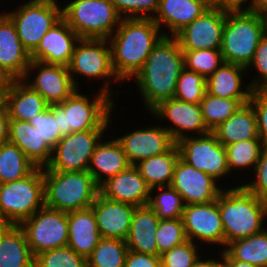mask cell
<instances>
[{"mask_svg":"<svg viewBox=\"0 0 267 267\" xmlns=\"http://www.w3.org/2000/svg\"><path fill=\"white\" fill-rule=\"evenodd\" d=\"M184 68V53L178 39L163 36L142 69L132 78L147 111L150 112L161 101L174 97L178 77Z\"/></svg>","mask_w":267,"mask_h":267,"instance_id":"1","label":"cell"},{"mask_svg":"<svg viewBox=\"0 0 267 267\" xmlns=\"http://www.w3.org/2000/svg\"><path fill=\"white\" fill-rule=\"evenodd\" d=\"M163 36L164 32L153 19L121 18L118 28L108 40L113 71L122 84L132 80L142 69Z\"/></svg>","mask_w":267,"mask_h":267,"instance_id":"2","label":"cell"},{"mask_svg":"<svg viewBox=\"0 0 267 267\" xmlns=\"http://www.w3.org/2000/svg\"><path fill=\"white\" fill-rule=\"evenodd\" d=\"M237 184L232 188H223L219 194V212L224 227L225 247L267 227V201L249 192L242 184ZM264 224L266 226H263Z\"/></svg>","mask_w":267,"mask_h":267,"instance_id":"3","label":"cell"},{"mask_svg":"<svg viewBox=\"0 0 267 267\" xmlns=\"http://www.w3.org/2000/svg\"><path fill=\"white\" fill-rule=\"evenodd\" d=\"M98 91L92 99L88 93L85 95L77 89L63 102L50 105L55 117H58V129L63 136L87 130H108L114 126L111 117L116 110L115 100Z\"/></svg>","mask_w":267,"mask_h":267,"instance_id":"4","label":"cell"},{"mask_svg":"<svg viewBox=\"0 0 267 267\" xmlns=\"http://www.w3.org/2000/svg\"><path fill=\"white\" fill-rule=\"evenodd\" d=\"M45 206L70 212L91 207L100 186L88 171L61 172L43 167Z\"/></svg>","mask_w":267,"mask_h":267,"instance_id":"5","label":"cell"},{"mask_svg":"<svg viewBox=\"0 0 267 267\" xmlns=\"http://www.w3.org/2000/svg\"><path fill=\"white\" fill-rule=\"evenodd\" d=\"M263 37L261 15L243 8L226 10L220 49L224 62L247 68L253 61L255 50Z\"/></svg>","mask_w":267,"mask_h":267,"instance_id":"6","label":"cell"},{"mask_svg":"<svg viewBox=\"0 0 267 267\" xmlns=\"http://www.w3.org/2000/svg\"><path fill=\"white\" fill-rule=\"evenodd\" d=\"M67 67L78 89H80L81 85H79V81L76 78L77 75L80 79L82 77V79H89V81L103 79L104 82H101L103 87L99 88V90L107 93L113 99H115L113 95L120 96L118 91L114 93L111 88L114 82L116 85L120 83L118 86L122 88V82L113 71L111 46L108 39L80 38L74 47L71 61Z\"/></svg>","mask_w":267,"mask_h":267,"instance_id":"7","label":"cell"},{"mask_svg":"<svg viewBox=\"0 0 267 267\" xmlns=\"http://www.w3.org/2000/svg\"><path fill=\"white\" fill-rule=\"evenodd\" d=\"M63 6L62 17L80 38L108 39L121 20L111 0H67Z\"/></svg>","mask_w":267,"mask_h":267,"instance_id":"8","label":"cell"},{"mask_svg":"<svg viewBox=\"0 0 267 267\" xmlns=\"http://www.w3.org/2000/svg\"><path fill=\"white\" fill-rule=\"evenodd\" d=\"M45 205L43 168L27 177L0 184V214L20 225Z\"/></svg>","mask_w":267,"mask_h":267,"instance_id":"9","label":"cell"},{"mask_svg":"<svg viewBox=\"0 0 267 267\" xmlns=\"http://www.w3.org/2000/svg\"><path fill=\"white\" fill-rule=\"evenodd\" d=\"M57 0H27L4 12L13 21L23 47L31 54L41 38L62 18ZM23 3V4H22Z\"/></svg>","mask_w":267,"mask_h":267,"instance_id":"10","label":"cell"},{"mask_svg":"<svg viewBox=\"0 0 267 267\" xmlns=\"http://www.w3.org/2000/svg\"><path fill=\"white\" fill-rule=\"evenodd\" d=\"M19 226L34 257L41 252L67 246L68 212L44 205Z\"/></svg>","mask_w":267,"mask_h":267,"instance_id":"11","label":"cell"},{"mask_svg":"<svg viewBox=\"0 0 267 267\" xmlns=\"http://www.w3.org/2000/svg\"><path fill=\"white\" fill-rule=\"evenodd\" d=\"M106 131L110 130H87L63 136L52 149L46 168L61 172L87 171L97 144L107 136Z\"/></svg>","mask_w":267,"mask_h":267,"instance_id":"12","label":"cell"},{"mask_svg":"<svg viewBox=\"0 0 267 267\" xmlns=\"http://www.w3.org/2000/svg\"><path fill=\"white\" fill-rule=\"evenodd\" d=\"M180 158L188 165L205 172L217 182L230 176L225 147L213 132L179 140Z\"/></svg>","mask_w":267,"mask_h":267,"instance_id":"13","label":"cell"},{"mask_svg":"<svg viewBox=\"0 0 267 267\" xmlns=\"http://www.w3.org/2000/svg\"><path fill=\"white\" fill-rule=\"evenodd\" d=\"M148 113L153 115L152 119L157 118V122L167 120V123H170V126L167 124L163 127L176 143L185 137L211 132L204 123L200 103H189L172 97L161 101Z\"/></svg>","mask_w":267,"mask_h":267,"instance_id":"14","label":"cell"},{"mask_svg":"<svg viewBox=\"0 0 267 267\" xmlns=\"http://www.w3.org/2000/svg\"><path fill=\"white\" fill-rule=\"evenodd\" d=\"M183 226L187 239L195 244L202 243L220 246L224 250V227L219 212V195L217 200L205 204L185 205L182 213ZM198 242V243H197Z\"/></svg>","mask_w":267,"mask_h":267,"instance_id":"15","label":"cell"},{"mask_svg":"<svg viewBox=\"0 0 267 267\" xmlns=\"http://www.w3.org/2000/svg\"><path fill=\"white\" fill-rule=\"evenodd\" d=\"M22 80L38 92L49 105L63 102L78 89L67 66L46 64L36 60H30L27 73Z\"/></svg>","mask_w":267,"mask_h":267,"instance_id":"16","label":"cell"},{"mask_svg":"<svg viewBox=\"0 0 267 267\" xmlns=\"http://www.w3.org/2000/svg\"><path fill=\"white\" fill-rule=\"evenodd\" d=\"M225 19V9H207L175 35L181 49H221Z\"/></svg>","mask_w":267,"mask_h":267,"instance_id":"17","label":"cell"},{"mask_svg":"<svg viewBox=\"0 0 267 267\" xmlns=\"http://www.w3.org/2000/svg\"><path fill=\"white\" fill-rule=\"evenodd\" d=\"M144 126L115 139L121 145L131 165L169 151L176 142L163 125Z\"/></svg>","mask_w":267,"mask_h":267,"instance_id":"18","label":"cell"},{"mask_svg":"<svg viewBox=\"0 0 267 267\" xmlns=\"http://www.w3.org/2000/svg\"><path fill=\"white\" fill-rule=\"evenodd\" d=\"M211 176L188 165L180 157L174 167L171 186L182 196L185 205L217 200L223 187Z\"/></svg>","mask_w":267,"mask_h":267,"instance_id":"19","label":"cell"},{"mask_svg":"<svg viewBox=\"0 0 267 267\" xmlns=\"http://www.w3.org/2000/svg\"><path fill=\"white\" fill-rule=\"evenodd\" d=\"M30 53L23 47L11 18L0 16V72L7 80L23 79L30 63Z\"/></svg>","mask_w":267,"mask_h":267,"instance_id":"20","label":"cell"},{"mask_svg":"<svg viewBox=\"0 0 267 267\" xmlns=\"http://www.w3.org/2000/svg\"><path fill=\"white\" fill-rule=\"evenodd\" d=\"M79 39L78 34L62 17L41 38L37 48L30 54V59L46 64L68 66L73 55L74 47Z\"/></svg>","mask_w":267,"mask_h":267,"instance_id":"21","label":"cell"},{"mask_svg":"<svg viewBox=\"0 0 267 267\" xmlns=\"http://www.w3.org/2000/svg\"><path fill=\"white\" fill-rule=\"evenodd\" d=\"M90 208L96 218L101 238L126 241L135 206L111 201L99 194Z\"/></svg>","mask_w":267,"mask_h":267,"instance_id":"22","label":"cell"},{"mask_svg":"<svg viewBox=\"0 0 267 267\" xmlns=\"http://www.w3.org/2000/svg\"><path fill=\"white\" fill-rule=\"evenodd\" d=\"M150 192L151 188L134 165L109 178L100 186V194L106 199L135 207L147 205Z\"/></svg>","mask_w":267,"mask_h":267,"instance_id":"23","label":"cell"},{"mask_svg":"<svg viewBox=\"0 0 267 267\" xmlns=\"http://www.w3.org/2000/svg\"><path fill=\"white\" fill-rule=\"evenodd\" d=\"M1 101L5 104L10 120L29 121L49 107L45 99L22 79L8 80L2 90Z\"/></svg>","mask_w":267,"mask_h":267,"instance_id":"24","label":"cell"},{"mask_svg":"<svg viewBox=\"0 0 267 267\" xmlns=\"http://www.w3.org/2000/svg\"><path fill=\"white\" fill-rule=\"evenodd\" d=\"M248 72L242 65L224 62L206 79L207 93L216 97L237 99L242 105L248 103L253 91L249 81L245 84L243 80L247 74L249 76Z\"/></svg>","mask_w":267,"mask_h":267,"instance_id":"25","label":"cell"},{"mask_svg":"<svg viewBox=\"0 0 267 267\" xmlns=\"http://www.w3.org/2000/svg\"><path fill=\"white\" fill-rule=\"evenodd\" d=\"M209 9L200 0H159L153 21L164 32V36H175L185 26ZM162 28V29H161Z\"/></svg>","mask_w":267,"mask_h":267,"instance_id":"26","label":"cell"},{"mask_svg":"<svg viewBox=\"0 0 267 267\" xmlns=\"http://www.w3.org/2000/svg\"><path fill=\"white\" fill-rule=\"evenodd\" d=\"M104 138L97 144L87 170L99 186L131 166L118 141Z\"/></svg>","mask_w":267,"mask_h":267,"instance_id":"27","label":"cell"},{"mask_svg":"<svg viewBox=\"0 0 267 267\" xmlns=\"http://www.w3.org/2000/svg\"><path fill=\"white\" fill-rule=\"evenodd\" d=\"M159 221V217L148 205L136 207L126 239L128 249L137 253L159 256L156 243Z\"/></svg>","mask_w":267,"mask_h":267,"instance_id":"28","label":"cell"},{"mask_svg":"<svg viewBox=\"0 0 267 267\" xmlns=\"http://www.w3.org/2000/svg\"><path fill=\"white\" fill-rule=\"evenodd\" d=\"M100 239L101 235L91 208L68 212V247L87 259Z\"/></svg>","mask_w":267,"mask_h":267,"instance_id":"29","label":"cell"},{"mask_svg":"<svg viewBox=\"0 0 267 267\" xmlns=\"http://www.w3.org/2000/svg\"><path fill=\"white\" fill-rule=\"evenodd\" d=\"M9 142L18 146L37 167H46L51 159L52 148L29 121L10 120Z\"/></svg>","mask_w":267,"mask_h":267,"instance_id":"30","label":"cell"},{"mask_svg":"<svg viewBox=\"0 0 267 267\" xmlns=\"http://www.w3.org/2000/svg\"><path fill=\"white\" fill-rule=\"evenodd\" d=\"M223 145L259 138L256 115L250 102L241 105L238 110L212 131Z\"/></svg>","mask_w":267,"mask_h":267,"instance_id":"31","label":"cell"},{"mask_svg":"<svg viewBox=\"0 0 267 267\" xmlns=\"http://www.w3.org/2000/svg\"><path fill=\"white\" fill-rule=\"evenodd\" d=\"M180 157V151L175 144L169 151L141 160L134 165L148 186H170L173 181L174 167Z\"/></svg>","mask_w":267,"mask_h":267,"instance_id":"32","label":"cell"},{"mask_svg":"<svg viewBox=\"0 0 267 267\" xmlns=\"http://www.w3.org/2000/svg\"><path fill=\"white\" fill-rule=\"evenodd\" d=\"M35 257L19 225H13L0 238V267H34Z\"/></svg>","mask_w":267,"mask_h":267,"instance_id":"33","label":"cell"},{"mask_svg":"<svg viewBox=\"0 0 267 267\" xmlns=\"http://www.w3.org/2000/svg\"><path fill=\"white\" fill-rule=\"evenodd\" d=\"M224 250L234 260L267 267V227L259 233L229 243Z\"/></svg>","mask_w":267,"mask_h":267,"instance_id":"34","label":"cell"},{"mask_svg":"<svg viewBox=\"0 0 267 267\" xmlns=\"http://www.w3.org/2000/svg\"><path fill=\"white\" fill-rule=\"evenodd\" d=\"M36 168L37 166L15 144H0V184L23 179Z\"/></svg>","mask_w":267,"mask_h":267,"instance_id":"35","label":"cell"},{"mask_svg":"<svg viewBox=\"0 0 267 267\" xmlns=\"http://www.w3.org/2000/svg\"><path fill=\"white\" fill-rule=\"evenodd\" d=\"M226 150L227 166L232 174L234 170H251L254 168L261 156L265 146L260 138L238 141L227 146Z\"/></svg>","mask_w":267,"mask_h":267,"instance_id":"36","label":"cell"},{"mask_svg":"<svg viewBox=\"0 0 267 267\" xmlns=\"http://www.w3.org/2000/svg\"><path fill=\"white\" fill-rule=\"evenodd\" d=\"M128 251L124 240L101 238L86 259L87 267H125Z\"/></svg>","mask_w":267,"mask_h":267,"instance_id":"37","label":"cell"},{"mask_svg":"<svg viewBox=\"0 0 267 267\" xmlns=\"http://www.w3.org/2000/svg\"><path fill=\"white\" fill-rule=\"evenodd\" d=\"M154 191L157 194L154 195ZM147 205L156 213L159 219L182 218L185 208L182 196L171 185L152 188Z\"/></svg>","mask_w":267,"mask_h":267,"instance_id":"38","label":"cell"},{"mask_svg":"<svg viewBox=\"0 0 267 267\" xmlns=\"http://www.w3.org/2000/svg\"><path fill=\"white\" fill-rule=\"evenodd\" d=\"M241 105L237 99L216 97L206 92L200 102L206 127L212 132L231 117Z\"/></svg>","mask_w":267,"mask_h":267,"instance_id":"39","label":"cell"},{"mask_svg":"<svg viewBox=\"0 0 267 267\" xmlns=\"http://www.w3.org/2000/svg\"><path fill=\"white\" fill-rule=\"evenodd\" d=\"M185 68L197 72L205 79L211 76L223 63L220 49L182 50Z\"/></svg>","mask_w":267,"mask_h":267,"instance_id":"40","label":"cell"},{"mask_svg":"<svg viewBox=\"0 0 267 267\" xmlns=\"http://www.w3.org/2000/svg\"><path fill=\"white\" fill-rule=\"evenodd\" d=\"M206 92V79L202 75L186 68L181 71L174 98L189 103H200Z\"/></svg>","mask_w":267,"mask_h":267,"instance_id":"41","label":"cell"},{"mask_svg":"<svg viewBox=\"0 0 267 267\" xmlns=\"http://www.w3.org/2000/svg\"><path fill=\"white\" fill-rule=\"evenodd\" d=\"M34 267H87V261L85 257L65 246L36 255Z\"/></svg>","mask_w":267,"mask_h":267,"instance_id":"42","label":"cell"},{"mask_svg":"<svg viewBox=\"0 0 267 267\" xmlns=\"http://www.w3.org/2000/svg\"><path fill=\"white\" fill-rule=\"evenodd\" d=\"M187 240L182 218L160 219L156 231L159 256L173 247L183 244Z\"/></svg>","mask_w":267,"mask_h":267,"instance_id":"43","label":"cell"},{"mask_svg":"<svg viewBox=\"0 0 267 267\" xmlns=\"http://www.w3.org/2000/svg\"><path fill=\"white\" fill-rule=\"evenodd\" d=\"M197 245L187 240L183 244L164 252L160 256L161 267H192L203 253Z\"/></svg>","mask_w":267,"mask_h":267,"instance_id":"44","label":"cell"},{"mask_svg":"<svg viewBox=\"0 0 267 267\" xmlns=\"http://www.w3.org/2000/svg\"><path fill=\"white\" fill-rule=\"evenodd\" d=\"M121 18L153 19L159 0H111Z\"/></svg>","mask_w":267,"mask_h":267,"instance_id":"45","label":"cell"},{"mask_svg":"<svg viewBox=\"0 0 267 267\" xmlns=\"http://www.w3.org/2000/svg\"><path fill=\"white\" fill-rule=\"evenodd\" d=\"M29 123L38 129L42 139L53 149L63 137L58 129V117L49 107L42 113L35 115Z\"/></svg>","mask_w":267,"mask_h":267,"instance_id":"46","label":"cell"},{"mask_svg":"<svg viewBox=\"0 0 267 267\" xmlns=\"http://www.w3.org/2000/svg\"><path fill=\"white\" fill-rule=\"evenodd\" d=\"M252 68L257 75H254L255 77L249 83L251 88L267 89V38L265 36L258 43L253 61L248 65L247 71H252Z\"/></svg>","mask_w":267,"mask_h":267,"instance_id":"47","label":"cell"},{"mask_svg":"<svg viewBox=\"0 0 267 267\" xmlns=\"http://www.w3.org/2000/svg\"><path fill=\"white\" fill-rule=\"evenodd\" d=\"M252 172L255 175H253V180L244 182L242 185L258 198L267 201V148L262 151Z\"/></svg>","mask_w":267,"mask_h":267,"instance_id":"48","label":"cell"},{"mask_svg":"<svg viewBox=\"0 0 267 267\" xmlns=\"http://www.w3.org/2000/svg\"><path fill=\"white\" fill-rule=\"evenodd\" d=\"M249 102L256 115L259 138L267 148V89L253 90Z\"/></svg>","mask_w":267,"mask_h":267,"instance_id":"49","label":"cell"},{"mask_svg":"<svg viewBox=\"0 0 267 267\" xmlns=\"http://www.w3.org/2000/svg\"><path fill=\"white\" fill-rule=\"evenodd\" d=\"M125 267H161V258L160 256L129 250L125 260Z\"/></svg>","mask_w":267,"mask_h":267,"instance_id":"50","label":"cell"},{"mask_svg":"<svg viewBox=\"0 0 267 267\" xmlns=\"http://www.w3.org/2000/svg\"><path fill=\"white\" fill-rule=\"evenodd\" d=\"M9 113L5 104L0 101V144L9 142Z\"/></svg>","mask_w":267,"mask_h":267,"instance_id":"51","label":"cell"},{"mask_svg":"<svg viewBox=\"0 0 267 267\" xmlns=\"http://www.w3.org/2000/svg\"><path fill=\"white\" fill-rule=\"evenodd\" d=\"M221 251L219 254V259L218 257H213L208 258L204 260L202 255L195 261L192 267H224V250L220 249ZM214 258V259H213Z\"/></svg>","mask_w":267,"mask_h":267,"instance_id":"52","label":"cell"},{"mask_svg":"<svg viewBox=\"0 0 267 267\" xmlns=\"http://www.w3.org/2000/svg\"><path fill=\"white\" fill-rule=\"evenodd\" d=\"M245 6L243 9L259 15L267 12V0H250Z\"/></svg>","mask_w":267,"mask_h":267,"instance_id":"53","label":"cell"},{"mask_svg":"<svg viewBox=\"0 0 267 267\" xmlns=\"http://www.w3.org/2000/svg\"><path fill=\"white\" fill-rule=\"evenodd\" d=\"M224 267H257L250 263L242 262L239 260H234L225 250H224Z\"/></svg>","mask_w":267,"mask_h":267,"instance_id":"54","label":"cell"},{"mask_svg":"<svg viewBox=\"0 0 267 267\" xmlns=\"http://www.w3.org/2000/svg\"><path fill=\"white\" fill-rule=\"evenodd\" d=\"M208 8H221L228 10V0H200Z\"/></svg>","mask_w":267,"mask_h":267,"instance_id":"55","label":"cell"},{"mask_svg":"<svg viewBox=\"0 0 267 267\" xmlns=\"http://www.w3.org/2000/svg\"><path fill=\"white\" fill-rule=\"evenodd\" d=\"M13 226V224L0 214V238Z\"/></svg>","mask_w":267,"mask_h":267,"instance_id":"56","label":"cell"},{"mask_svg":"<svg viewBox=\"0 0 267 267\" xmlns=\"http://www.w3.org/2000/svg\"><path fill=\"white\" fill-rule=\"evenodd\" d=\"M250 0H228V10L243 8Z\"/></svg>","mask_w":267,"mask_h":267,"instance_id":"57","label":"cell"},{"mask_svg":"<svg viewBox=\"0 0 267 267\" xmlns=\"http://www.w3.org/2000/svg\"><path fill=\"white\" fill-rule=\"evenodd\" d=\"M261 18L264 26V36L267 38V12L261 14Z\"/></svg>","mask_w":267,"mask_h":267,"instance_id":"58","label":"cell"},{"mask_svg":"<svg viewBox=\"0 0 267 267\" xmlns=\"http://www.w3.org/2000/svg\"><path fill=\"white\" fill-rule=\"evenodd\" d=\"M8 80L0 72V92L6 87Z\"/></svg>","mask_w":267,"mask_h":267,"instance_id":"59","label":"cell"},{"mask_svg":"<svg viewBox=\"0 0 267 267\" xmlns=\"http://www.w3.org/2000/svg\"><path fill=\"white\" fill-rule=\"evenodd\" d=\"M2 0H0V4H2V2H1ZM4 12L2 11V13L0 12V16L3 14Z\"/></svg>","mask_w":267,"mask_h":267,"instance_id":"60","label":"cell"}]
</instances>
